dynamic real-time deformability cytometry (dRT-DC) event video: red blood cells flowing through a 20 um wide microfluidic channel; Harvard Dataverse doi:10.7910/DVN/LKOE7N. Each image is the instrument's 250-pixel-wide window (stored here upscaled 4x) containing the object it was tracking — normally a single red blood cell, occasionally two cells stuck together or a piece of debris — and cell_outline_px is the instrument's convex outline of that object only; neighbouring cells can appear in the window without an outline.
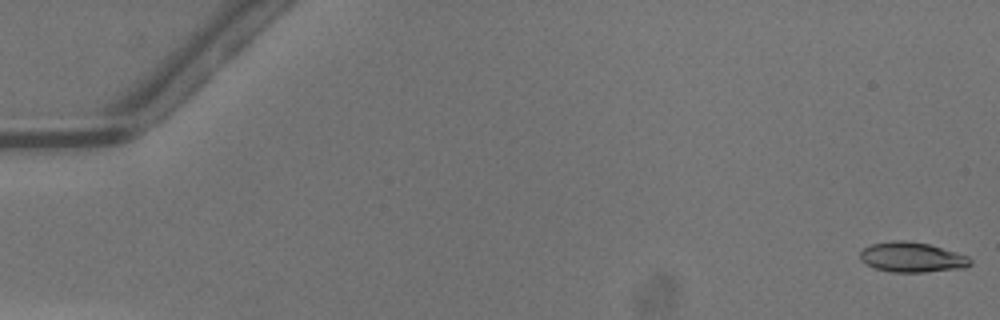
{"species": "common noctule bat (a hibernating species)", "species_latin": "Nyctalus noctula", "temperature_condition": "warm", "stored_images_in_passage": 40, "camera_frame_rate_fps": 3000, "um_per_image_px": 0.085, "animal": {"sex": "male", "body_mass_g": 13.3}, "frame": {"image": 1, "passage_image": 1, "time_ms": 0.0, "image_size_px": [1000, 320], "cell_outline_px": [[972, 264], [964, 268], [924, 272], [892, 272], [876, 268], [864, 264], [860, 260], [860, 252], [864, 248], [872, 244], [892, 240], [908, 240], [928, 244], [968, 256], [972, 260]], "centroid_in_image_um": [77.5, 21.86], "position_along_channel_um": 7.5, "area_um2": 19.31}}
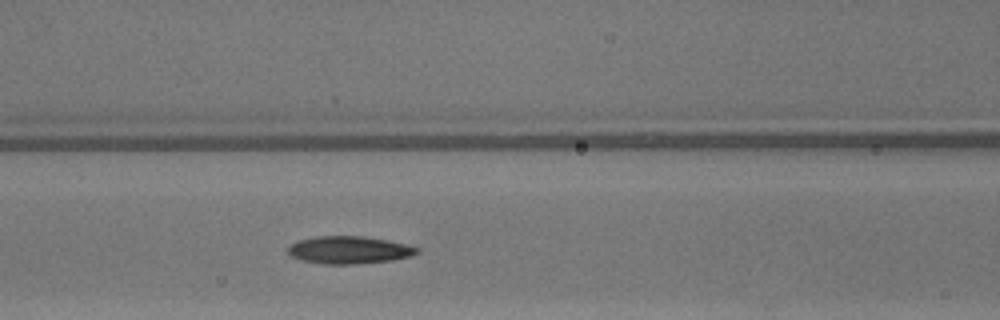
{"frame": {"image": 2, "passage_image": 22, "time_ms": 7.0, "image_size_px": [1000, 320], "cell_outline_px": [[420, 252], [412, 256], [392, 260], [356, 264], [324, 264], [300, 260], [292, 256], [288, 252], [288, 248], [292, 244], [300, 240], [316, 236], [364, 236], [388, 240], [408, 244], [420, 248]], "centroid_in_image_um": [29.73, 21.25], "position_along_channel_um": 136.9, "area_um2": 20.81}}
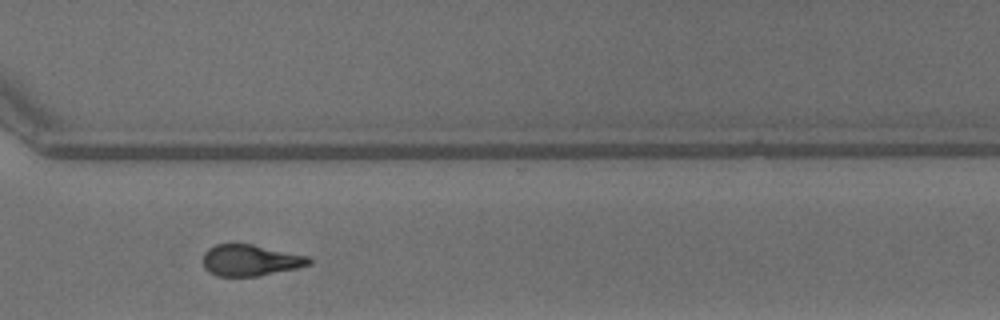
{"frame": {"image": 3, "passage_image": 37, "time_ms": 12.0, "image_size_px": [1000, 320], "cell_outline_px": [[312, 264], [296, 268], [256, 276], [216, 276], [204, 268], [204, 252], [208, 248], [216, 244], [252, 244], [308, 256], [312, 260]], "centroid_in_image_um": [21.28, 22.12], "position_along_channel_um": 349.3, "area_um2": 19.19}, "authors_computed_cell_mechanics": {"area_um2": 19.9988, "velocity_mm_per_s": 4.2658, "shape_relaxation_time_tau1_ms": 4.7398, "shape_relaxation_time_tau2_ms": 3.1297, "deformation_change_tau1": 0.1934, "deformation_change_tau2": 0.132}}